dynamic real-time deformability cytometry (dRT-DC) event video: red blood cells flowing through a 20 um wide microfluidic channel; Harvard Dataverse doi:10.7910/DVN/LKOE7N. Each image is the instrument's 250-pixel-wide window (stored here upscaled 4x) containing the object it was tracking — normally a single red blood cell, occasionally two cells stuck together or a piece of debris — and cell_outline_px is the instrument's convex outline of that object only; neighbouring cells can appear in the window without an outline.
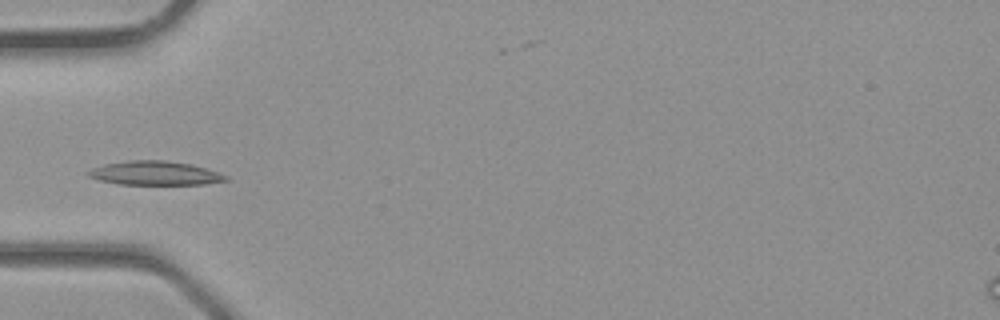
{"species": "common noctule bat (a hibernating species)", "species_latin": "Nyctalus noctula", "temperature_condition": "room temperature", "stored_images_in_passage": 14, "camera_frame_rate_fps": 3000, "um_per_image_px": 0.085, "animal": {"sex": "male", "body_mass_g": 23.1, "forearm_length_mm": 52.7}, "frame": {"image": 1, "passage_image": 10, "time_ms": 3.0, "image_size_px": [1000, 320], "cell_outline_px": [[228, 180], [204, 184], [120, 184], [100, 180], [88, 176], [84, 172], [92, 168], [104, 164], [128, 160], [164, 160], [192, 164], [228, 176]], "centroid_in_image_um": [13.12, 14.71], "position_along_channel_um": 71.9, "area_um2": 19.07}}
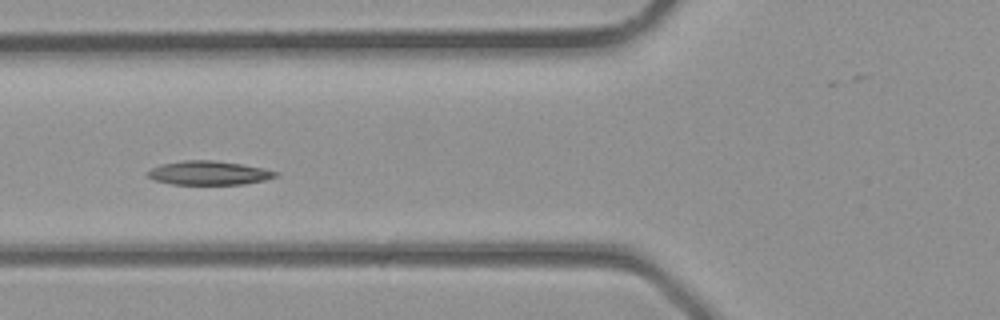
{"frame": {"image": 2, "passage_image": 12, "time_ms": 3.667, "image_size_px": [1000, 320], "cell_outline_px": [[276, 176], [264, 180], [244, 184], [172, 184], [156, 180], [148, 176], [148, 172], [152, 168], [160, 164], [184, 160], [212, 160], [240, 164], [264, 168], [276, 172]], "centroid_in_image_um": [17.73, 14.69], "position_along_channel_um": 108.1, "area_um2": 17.51}}